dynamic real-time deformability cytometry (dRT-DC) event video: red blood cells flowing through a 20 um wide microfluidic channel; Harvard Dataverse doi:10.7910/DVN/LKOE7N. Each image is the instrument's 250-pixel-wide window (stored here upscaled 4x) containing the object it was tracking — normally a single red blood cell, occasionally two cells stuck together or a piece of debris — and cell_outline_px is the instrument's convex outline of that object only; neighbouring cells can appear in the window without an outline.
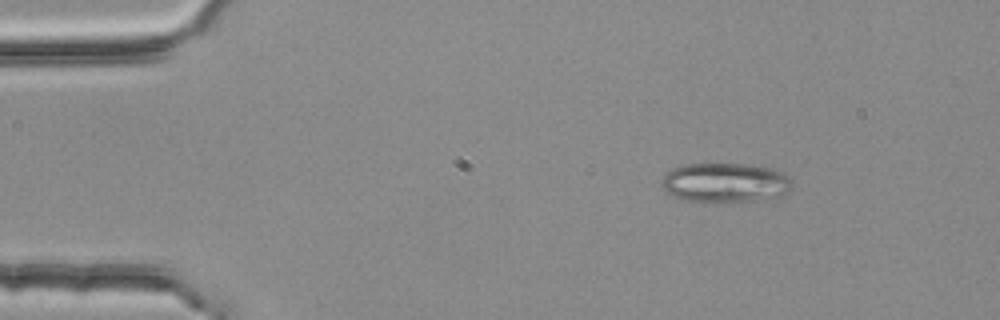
{"species": "common noctule bat (a hibernating species)", "species_latin": "Nyctalus noctula", "temperature_condition": "room temperature", "stored_images_in_passage": 4, "camera_frame_rate_fps": 3000, "um_per_image_px": 0.085, "animal": {"sex": "female", "body_mass_g": 25.1}, "frame": {"image": 1, "passage_image": 2, "time_ms": 0.333, "image_size_px": [1000, 320], "cell_outline_px": [[792, 184], [788, 192], [784, 196], [760, 200], [712, 204], [704, 204], [684, 200], [668, 192], [660, 184], [664, 176], [672, 168], [684, 164], [744, 164], [772, 168], [784, 172], [788, 176]], "centroid_in_image_um": [61.66, 15.56], "position_along_channel_um": 23.3, "area_um2": 30.75}}